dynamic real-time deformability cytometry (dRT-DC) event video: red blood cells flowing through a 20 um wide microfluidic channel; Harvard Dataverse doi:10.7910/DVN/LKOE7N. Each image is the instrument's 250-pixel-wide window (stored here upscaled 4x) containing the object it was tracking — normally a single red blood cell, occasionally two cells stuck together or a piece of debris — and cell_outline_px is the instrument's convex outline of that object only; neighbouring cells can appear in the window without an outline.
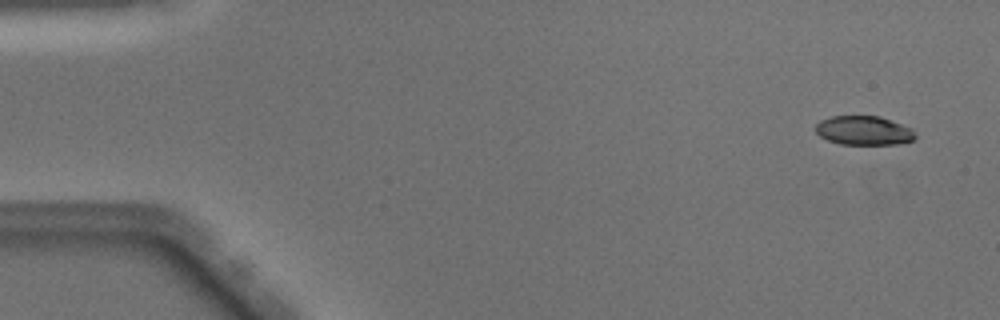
{"species": "Egyptian fruit bat (a non-hibernating species)", "species_latin": "Rousettus aegyptiacus", "temperature_condition": "warm", "stored_images_in_passage": 51, "camera_frame_rate_fps": 3000, "um_per_image_px": 0.085, "animal": {"sex": "male"}, "frame": {"image": 1, "passage_image": 3, "time_ms": 0.667, "image_size_px": [1000, 320], "cell_outline_px": [[916, 136], [912, 140], [900, 144], [840, 144], [828, 140], [820, 136], [816, 132], [816, 124], [820, 120], [832, 116], [880, 116], [912, 128]], "centroid_in_image_um": [73.42, 11.09], "position_along_channel_um": 11.6, "area_um2": 16.88}}
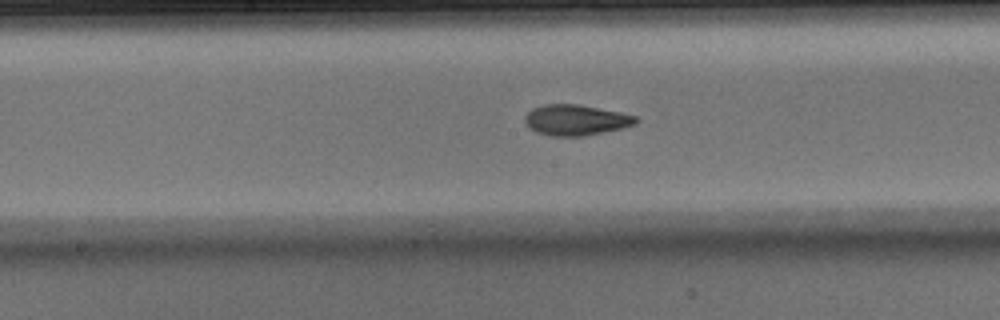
{"frame": {"image": 2, "passage_image": 26, "time_ms": 8.333, "image_size_px": [1000, 320], "cell_outline_px": [[640, 120], [636, 124], [604, 132], [584, 136], [552, 136], [536, 132], [524, 120], [524, 116], [532, 108], [544, 104], [576, 104], [620, 112], [636, 116]], "centroid_in_image_um": [48.95, 10.2], "position_along_channel_um": 199.2, "area_um2": 19.71}}
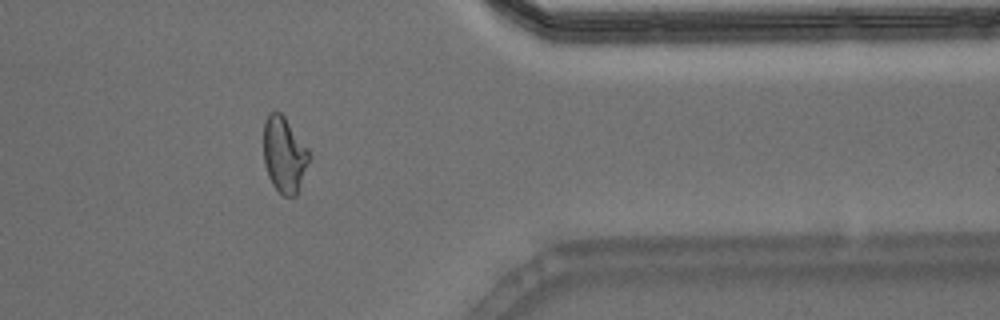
{"frame": {"image": 3, "passage_image": 41, "time_ms": 13.333, "image_size_px": [1000, 320], "cell_outline_px": [[312, 156], [296, 196], [284, 196], [272, 184], [268, 176], [264, 164], [264, 120], [268, 112], [280, 112], [284, 116], [308, 148]], "centroid_in_image_um": [24.17, 13.14], "position_along_channel_um": 387.2, "area_um2": 20.29}, "authors_computed_cell_mechanics": {"area_um2": 19.5942, "velocity_mm_per_s": 4.0682, "shape_relaxation_time_tau1_ms": 4.8043, "shape_relaxation_time_tau2_ms": 2.2132, "deformation_change_tau1": 0.2164, "deformation_change_tau2": 0.0925}}